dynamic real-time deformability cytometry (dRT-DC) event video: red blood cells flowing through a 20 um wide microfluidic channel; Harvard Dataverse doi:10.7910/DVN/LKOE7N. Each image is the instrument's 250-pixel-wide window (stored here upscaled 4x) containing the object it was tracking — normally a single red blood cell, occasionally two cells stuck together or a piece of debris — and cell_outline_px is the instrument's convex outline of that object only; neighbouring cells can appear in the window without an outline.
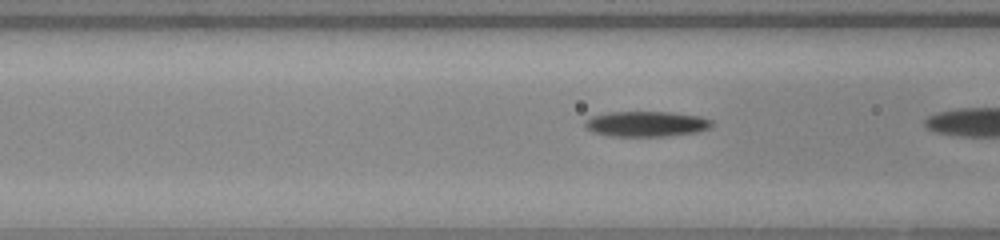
{"species": "common noctule bat (a hibernating species)", "species_latin": "Nyctalus noctula", "temperature_condition": "warm", "stored_images_in_passage": 26, "camera_frame_rate_fps": 3000, "um_per_image_px": 0.085, "animal": {"sex": "female", "body_mass_g": 23.0, "forearm_length_mm": 53.4}, "frame": {"image": 1, "passage_image": 5, "time_ms": 1.333, "image_size_px": [1000, 240], "cell_outline_px": [[712, 128], [696, 132], [664, 136], [612, 136], [592, 132], [584, 128], [584, 120], [592, 116], [608, 112], [672, 112], [700, 116], [712, 120]], "centroid_in_image_um": [54.92, 10.53], "position_along_channel_um": 111.7, "area_um2": 18.9}}
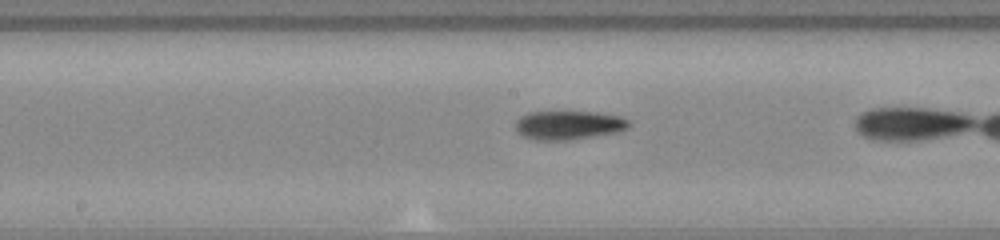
{"frame": {"image": 2, "passage_image": 12, "time_ms": 3.667, "image_size_px": [1000, 240], "cell_outline_px": [[632, 124], [628, 128], [616, 132], [568, 140], [536, 140], [524, 136], [516, 128], [516, 120], [520, 116], [528, 112], [596, 112], [620, 116], [628, 120]], "centroid_in_image_um": [48.35, 10.63], "position_along_channel_um": 199.9, "area_um2": 18.9}}
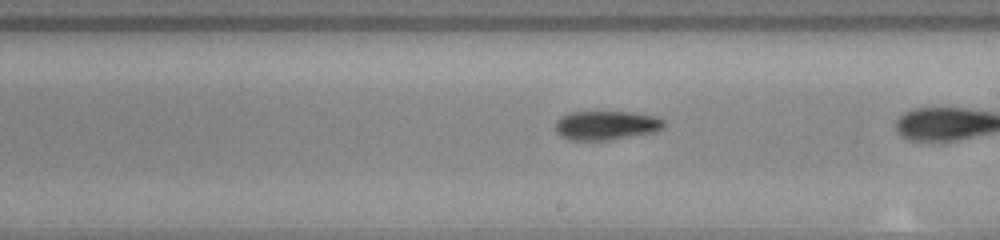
{"frame": {"image": 3, "passage_image": 15, "time_ms": 4.667, "image_size_px": [1000, 240], "cell_outline_px": [[664, 128], [652, 132], [608, 140], [568, 140], [560, 136], [556, 132], [556, 120], [560, 116], [568, 112], [636, 112], [656, 116], [664, 120]], "centroid_in_image_um": [51.5, 10.64], "position_along_channel_um": 237.5, "area_um2": 18.5}}